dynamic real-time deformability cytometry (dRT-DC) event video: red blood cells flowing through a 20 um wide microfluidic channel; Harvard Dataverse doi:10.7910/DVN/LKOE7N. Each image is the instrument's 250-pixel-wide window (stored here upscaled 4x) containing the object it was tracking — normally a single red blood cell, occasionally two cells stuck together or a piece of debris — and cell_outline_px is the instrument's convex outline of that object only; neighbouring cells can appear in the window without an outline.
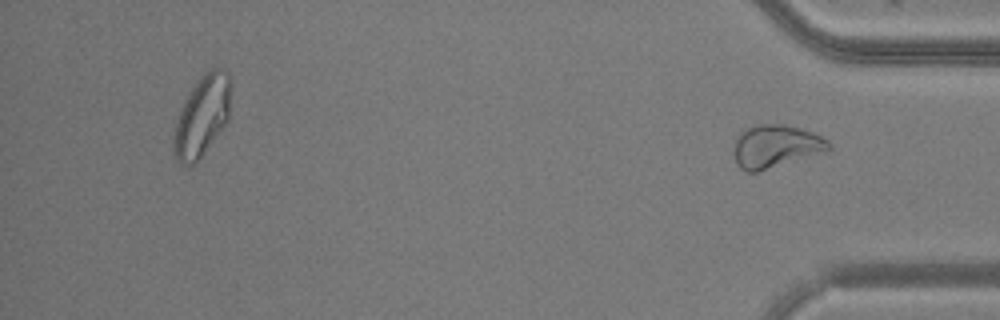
{"species": "common noctule bat (a hibernating species)", "species_latin": "Nyctalus noctula", "temperature_condition": "warm", "stored_images_in_passage": 46, "segment_of_instrument_passage": [2, 2], "camera_frame_rate_fps": 3000, "um_per_image_px": 0.085, "animal": {"sex": "male", "body_mass_g": 20.5, "forearm_length_mm": 52.5}, "frame": {"image": 1, "passage_image": 46, "time_ms": 15.0, "image_size_px": [1000, 320], "cell_outline_px": [[832, 148], [828, 152], [756, 172], [748, 172], [740, 168], [736, 164], [732, 152], [732, 148], [736, 140], [748, 128], [760, 124], [784, 124], [800, 128], [812, 132], [828, 140], [832, 144]], "centroid_in_image_um": [65.97, 12.46], "position_along_channel_um": 369.2, "area_um2": 23.87}}